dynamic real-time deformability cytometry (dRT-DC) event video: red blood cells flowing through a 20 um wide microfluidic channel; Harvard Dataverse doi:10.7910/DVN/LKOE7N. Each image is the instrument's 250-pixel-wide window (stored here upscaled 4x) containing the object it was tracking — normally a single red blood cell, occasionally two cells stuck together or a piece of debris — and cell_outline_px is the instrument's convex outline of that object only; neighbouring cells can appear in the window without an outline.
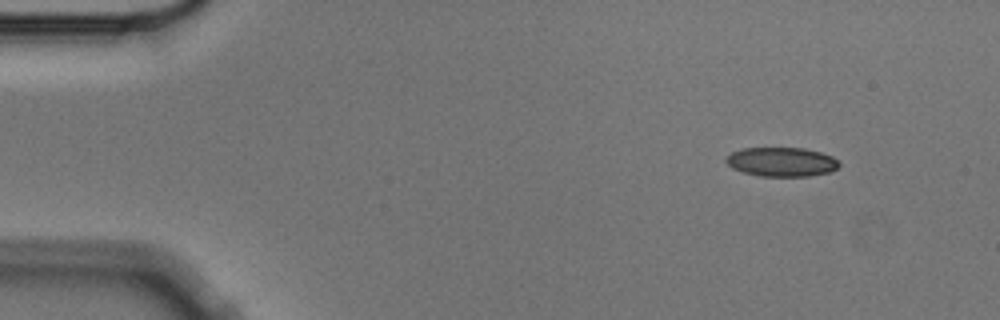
{"species": "Egyptian fruit bat (a non-hibernating species)", "species_latin": "Rousettus aegyptiacus", "temperature_condition": "cold", "stored_images_in_passage": 4, "camera_frame_rate_fps": 3000, "um_per_image_px": 0.085, "animal": {"sex": "male"}, "frame": {"image": 1, "passage_image": 1, "time_ms": 0.0, "image_size_px": [1000, 320], "cell_outline_px": [[840, 164], [832, 172], [808, 176], [760, 176], [744, 172], [732, 168], [724, 160], [732, 152], [740, 148], [804, 148], [820, 152], [832, 156], [840, 160]], "centroid_in_image_um": [66.46, 13.76], "position_along_channel_um": 18.5, "area_um2": 19.31}}
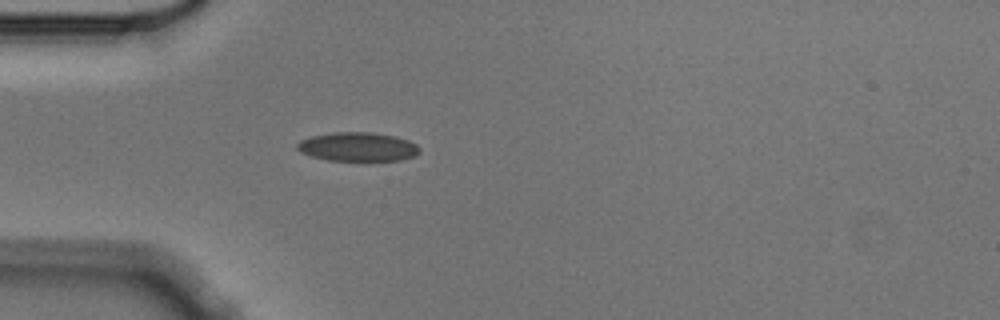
{"frame": {"image": 2, "passage_image": 4, "time_ms": 1.0, "image_size_px": [1000, 320], "cell_outline_px": [[420, 152], [412, 156], [400, 160], [328, 160], [312, 156], [300, 152], [296, 148], [296, 144], [300, 140], [312, 136], [332, 132], [372, 132], [396, 136], [408, 140], [416, 144], [420, 148]], "centroid_in_image_um": [30.4, 12.46], "position_along_channel_um": 54.6, "area_um2": 20.58}}